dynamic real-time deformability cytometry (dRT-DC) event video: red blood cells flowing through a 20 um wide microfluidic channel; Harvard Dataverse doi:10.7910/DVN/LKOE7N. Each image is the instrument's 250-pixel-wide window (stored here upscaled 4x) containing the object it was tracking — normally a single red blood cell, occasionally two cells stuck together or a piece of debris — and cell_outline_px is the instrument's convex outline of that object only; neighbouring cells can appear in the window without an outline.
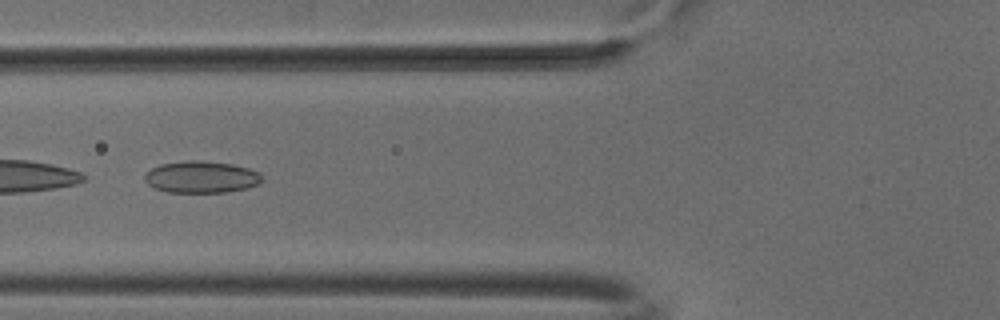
{"species": "common noctule bat (a hibernating species)", "species_latin": "Nyctalus noctula", "temperature_condition": "cold", "stored_images_in_passage": 7, "camera_frame_rate_fps": 3000, "um_per_image_px": 0.085, "animal": {"sex": "male", "body_mass_g": 18.8}, "frame": {"image": 1, "passage_image": 6, "time_ms": 1.667, "image_size_px": [1000, 320], "cell_outline_px": [[264, 180], [260, 184], [248, 188], [228, 192], [168, 192], [156, 188], [148, 184], [144, 180], [144, 176], [152, 168], [160, 164], [188, 160], [196, 160], [232, 164], [248, 168], [260, 172]], "centroid_in_image_um": [17.16, 15.05], "position_along_channel_um": 108.6, "area_um2": 21.85}}
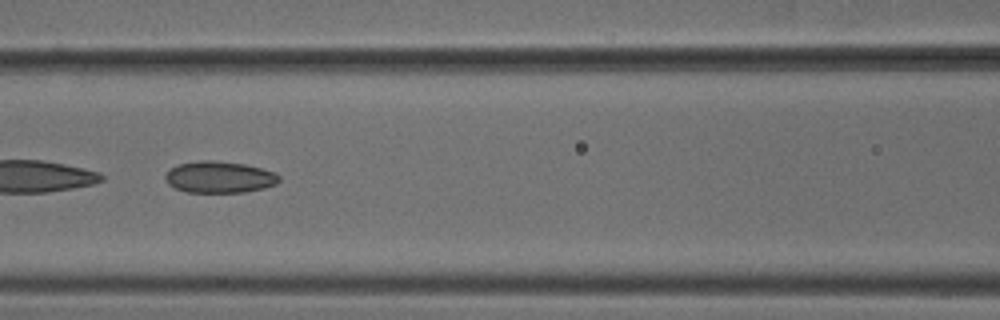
{"frame": {"image": 2, "passage_image": 7, "time_ms": 2.0, "image_size_px": [1000, 320], "cell_outline_px": [[280, 180], [276, 184], [264, 188], [244, 192], [184, 192], [168, 184], [164, 180], [164, 176], [172, 168], [180, 164], [200, 160], [212, 160], [244, 164], [276, 172], [280, 176]], "centroid_in_image_um": [18.66, 15.06], "position_along_channel_um": 147.9, "area_um2": 20.92}}